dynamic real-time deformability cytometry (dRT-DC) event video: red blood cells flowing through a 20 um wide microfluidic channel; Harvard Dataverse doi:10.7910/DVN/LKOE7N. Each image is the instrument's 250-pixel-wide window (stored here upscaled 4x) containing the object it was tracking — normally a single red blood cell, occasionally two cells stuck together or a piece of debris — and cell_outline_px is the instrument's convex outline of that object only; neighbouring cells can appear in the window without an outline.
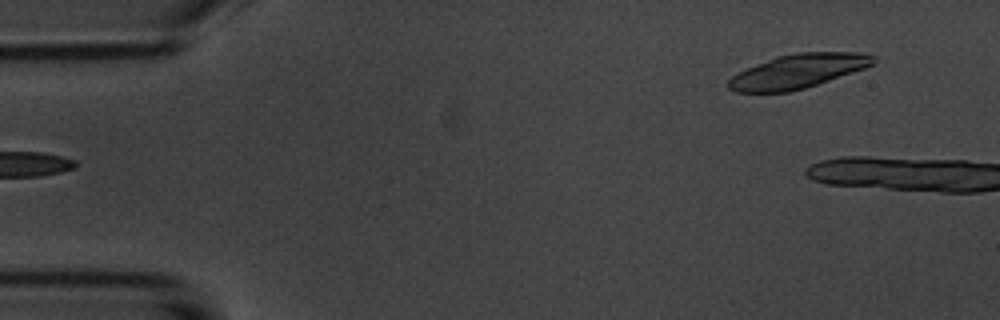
{"species": "common noctule bat (a hibernating species)", "species_latin": "Nyctalus noctula", "temperature_condition": "room temperature", "stored_images_in_passage": 4, "segment_of_instrument_passage": [2, 2], "camera_frame_rate_fps": 3000, "um_per_image_px": 0.085, "animal": {"sex": "male", "body_mass_g": 20.1, "forearm_length_mm": 53.5}, "frame": {"image": 1, "passage_image": 4, "time_ms": 3.667, "image_size_px": [1000, 320], "cell_outline_px": [[876, 60], [872, 64], [864, 68], [804, 88], [788, 92], [736, 92], [728, 88], [728, 80], [732, 76], [748, 68], [776, 56], [796, 52], [860, 52], [876, 56]], "centroid_in_image_um": [67.82, 6.04], "position_along_channel_um": 17.2, "area_um2": 28.38}}